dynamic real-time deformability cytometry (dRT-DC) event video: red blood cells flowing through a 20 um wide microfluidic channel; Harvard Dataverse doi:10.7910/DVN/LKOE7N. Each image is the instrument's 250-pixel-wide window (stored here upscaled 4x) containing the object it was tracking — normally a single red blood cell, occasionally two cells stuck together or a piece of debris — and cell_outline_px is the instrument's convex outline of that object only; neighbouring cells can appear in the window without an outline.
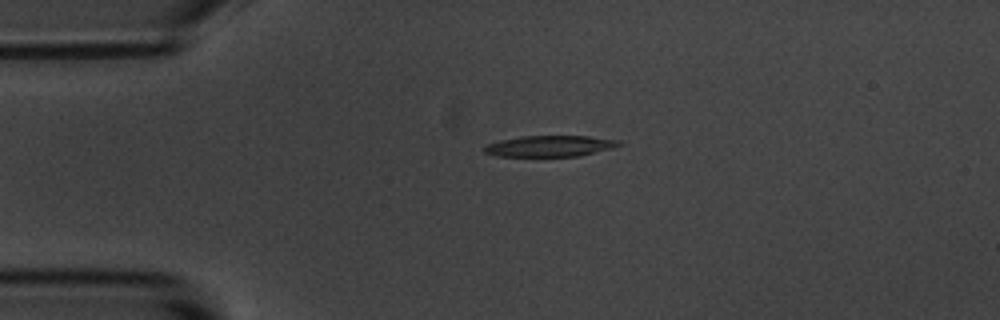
{"species": "common noctule bat (a hibernating species)", "species_latin": "Nyctalus noctula", "temperature_condition": "room temperature", "stored_images_in_passage": 4, "camera_frame_rate_fps": 3000, "um_per_image_px": 0.085, "animal": {"sex": "male", "body_mass_g": 20.1, "forearm_length_mm": 53.5}, "frame": {"image": 1, "passage_image": 3, "time_ms": 3.333, "image_size_px": [1000, 320], "cell_outline_px": [[620, 144], [612, 148], [576, 156], [496, 156], [484, 152], [484, 148], [488, 144], [500, 140], [524, 136], [588, 136], [620, 140]], "centroid_in_image_um": [46.72, 12.41], "position_along_channel_um": 38.3, "area_um2": 16.24}}